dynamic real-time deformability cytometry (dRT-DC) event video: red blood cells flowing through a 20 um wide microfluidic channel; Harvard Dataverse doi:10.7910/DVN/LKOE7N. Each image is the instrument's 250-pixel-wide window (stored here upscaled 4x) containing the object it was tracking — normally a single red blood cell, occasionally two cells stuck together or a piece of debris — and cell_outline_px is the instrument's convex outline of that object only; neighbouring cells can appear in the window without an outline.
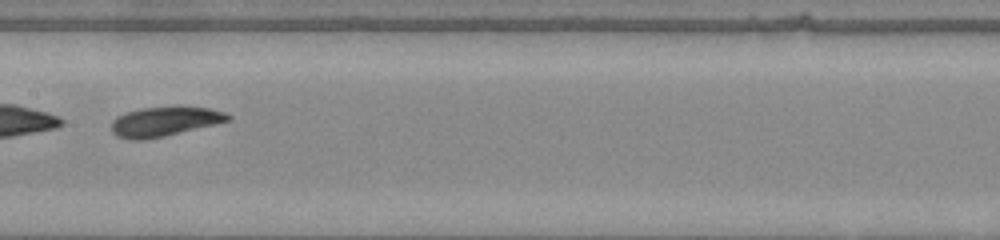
{"species": "common noctule bat (a hibernating species)", "species_latin": "Nyctalus noctula", "temperature_condition": "warm", "stored_images_in_passage": 45, "camera_frame_rate_fps": 3000, "um_per_image_px": 0.085, "animal": {"sex": "male", "body_mass_g": 20.0, "forearm_length_mm": 53.3}, "frame": {"image": 1, "passage_image": 23, "time_ms": 7.333, "image_size_px": [1000, 240], "cell_outline_px": [[232, 120], [164, 136], [144, 140], [128, 140], [116, 136], [112, 132], [112, 120], [116, 116], [140, 108], [176, 104], [180, 104], [208, 108], [224, 112], [232, 116]], "centroid_in_image_um": [14.0, 10.29], "position_along_channel_um": 193.4, "area_um2": 20.69}}
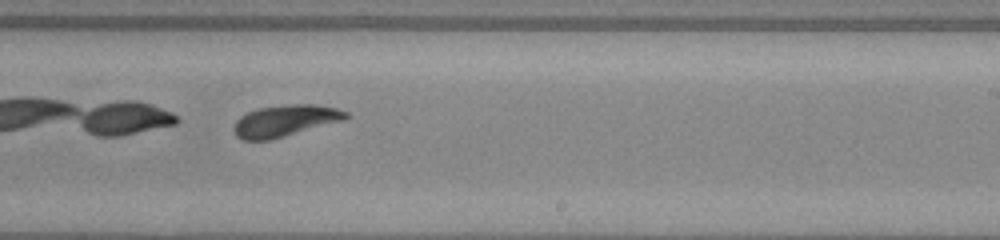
{"frame": {"image": 2, "passage_image": 28, "time_ms": 9.0, "image_size_px": [1000, 240], "cell_outline_px": [[348, 116], [344, 120], [284, 136], [268, 140], [244, 140], [236, 136], [232, 128], [236, 120], [240, 116], [248, 112], [260, 108], [292, 104], [316, 104], [336, 108], [348, 112]], "centroid_in_image_um": [24.22, 10.26], "position_along_channel_um": 264.8, "area_um2": 20.4}, "authors_computed_cell_mechanics": {"area_um2": 20.9814, "velocity_mm_per_s": 4.3015, "shape_relaxation_time_tau1_ms": 0.7984, "shape_relaxation_time_tau2_ms": 4.5316, "deformation_change_tau1": 0.2866, "deformation_change_tau2": 0.1105}}